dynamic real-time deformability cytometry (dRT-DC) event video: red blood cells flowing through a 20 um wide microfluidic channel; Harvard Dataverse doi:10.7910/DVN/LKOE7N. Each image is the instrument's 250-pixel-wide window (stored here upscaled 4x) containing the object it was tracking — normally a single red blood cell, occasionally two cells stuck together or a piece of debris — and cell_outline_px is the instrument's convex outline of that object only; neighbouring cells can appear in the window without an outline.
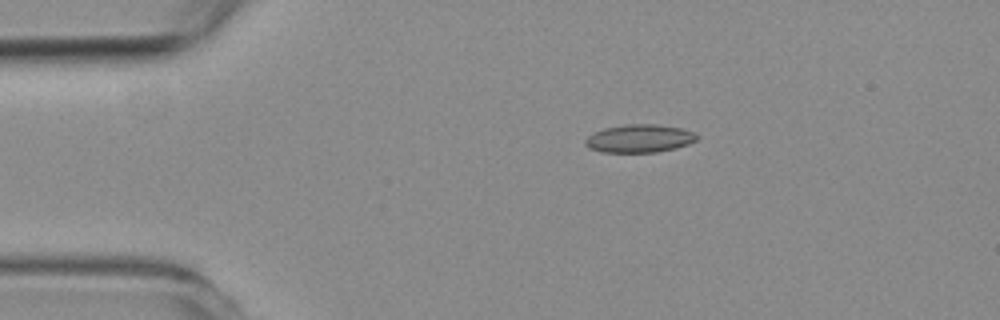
{"species": "common noctule bat (a hibernating species)", "species_latin": "Nyctalus noctula", "temperature_condition": "room temperature", "stored_images_in_passage": 47, "camera_frame_rate_fps": 3000, "um_per_image_px": 0.085, "animal": {"sex": "female", "body_mass_g": 19.3, "forearm_length_mm": 54.1}, "frame": {"image": 1, "passage_image": 1, "time_ms": 0.0, "image_size_px": [1000, 320], "cell_outline_px": [[700, 136], [696, 140], [688, 144], [676, 148], [656, 152], [600, 152], [588, 148], [584, 144], [584, 140], [588, 136], [604, 128], [624, 124], [656, 124], [680, 128], [696, 132]], "centroid_in_image_um": [54.36, 11.77], "position_along_channel_um": 30.6, "area_um2": 18.38}}
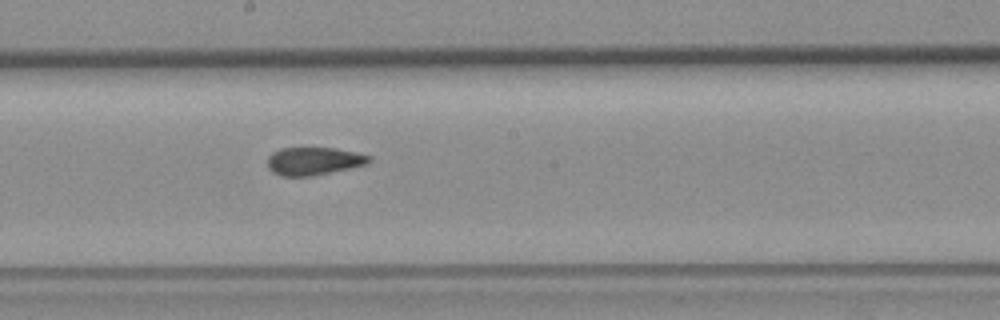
{"frame": {"image": 2, "passage_image": 21, "time_ms": 6.667, "image_size_px": [1000, 320], "cell_outline_px": [[372, 160], [368, 164], [312, 176], [280, 176], [272, 172], [268, 168], [268, 156], [272, 152], [280, 148], [336, 148], [356, 152], [372, 156]], "centroid_in_image_um": [26.67, 13.69], "position_along_channel_um": 221.5, "area_um2": 16.65}}
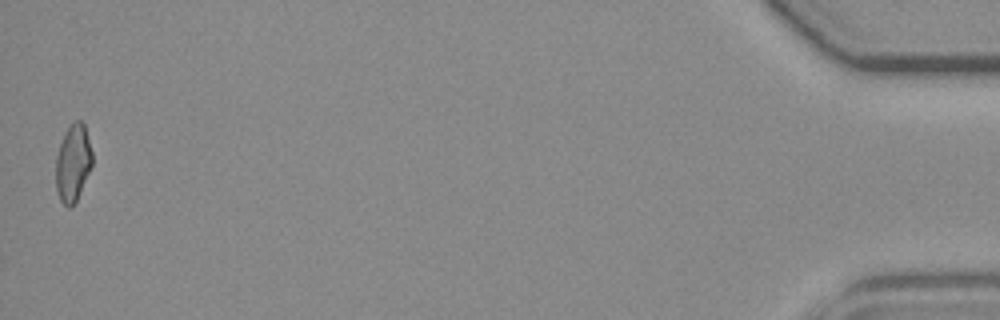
{"frame": {"image": 3, "passage_image": 47, "time_ms": 15.333, "image_size_px": [1000, 320], "cell_outline_px": [[92, 164], [76, 200], [68, 208], [60, 200], [56, 188], [56, 156], [64, 132], [76, 120], [80, 120], [84, 124], [92, 152]], "centroid_in_image_um": [6.19, 13.83], "position_along_channel_um": 429.0, "area_um2": 16.01}, "authors_computed_cell_mechanics": {"area_um2": 17.051, "velocity_mm_per_s": 3.571, "shape_relaxation_time_tau1_ms": null, "shape_relaxation_time_tau2_ms": 1.8129, "deformation_change_tau1": null, "deformation_change_tau2": 0.0835}}